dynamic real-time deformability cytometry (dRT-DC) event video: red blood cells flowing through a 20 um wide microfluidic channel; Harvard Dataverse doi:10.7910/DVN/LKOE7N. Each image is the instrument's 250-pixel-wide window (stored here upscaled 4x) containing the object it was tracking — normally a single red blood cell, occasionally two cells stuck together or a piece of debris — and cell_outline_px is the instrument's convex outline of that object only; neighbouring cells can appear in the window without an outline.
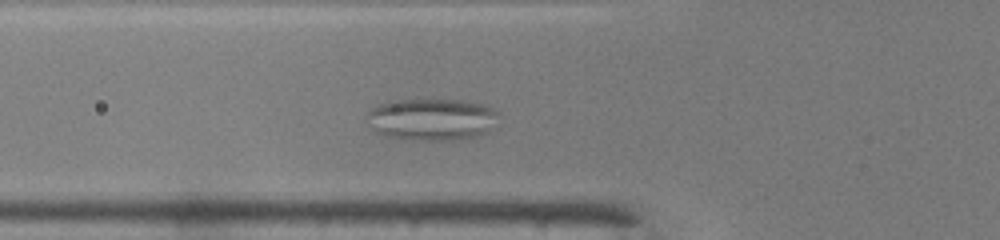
{"species": "common noctule bat (a hibernating species)", "species_latin": "Nyctalus noctula", "temperature_condition": "warm", "stored_images_in_passage": 45, "camera_frame_rate_fps": 3000, "um_per_image_px": 0.085, "animal": {"sex": "male", "body_mass_g": 19.0, "forearm_length_mm": 50.8}, "frame": {"image": 1, "passage_image": 11, "time_ms": 3.333, "image_size_px": [1000, 240], "cell_outline_px": [[496, 128], [488, 132], [476, 136], [460, 140], [408, 140], [388, 136], [376, 132], [368, 124], [364, 116], [372, 108], [388, 100], [460, 100], [484, 104], [492, 108], [496, 112]], "centroid_in_image_um": [36.69, 10.16], "position_along_channel_um": 89.1, "area_um2": 32.6}}
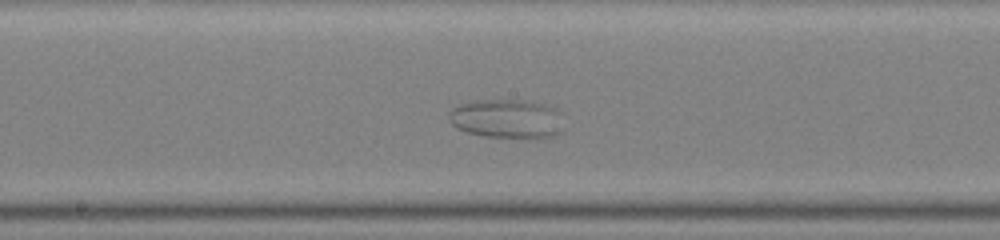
{"frame": {"image": 2, "passage_image": 20, "time_ms": 6.333, "image_size_px": [1000, 240], "cell_outline_px": [[564, 128], [556, 136], [484, 136], [468, 132], [456, 128], [448, 120], [448, 112], [452, 108], [460, 104], [484, 100], [516, 100], [540, 104], [556, 108], [564, 112]], "centroid_in_image_um": [43.12, 10.08], "position_along_channel_um": 205.1, "area_um2": 25.89}}
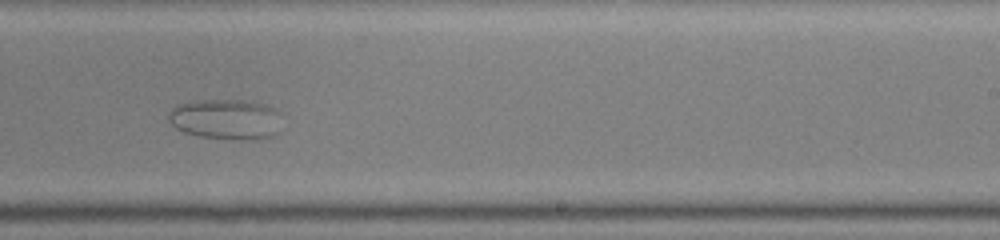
{"frame": {"image": 3, "passage_image": 25, "time_ms": 8.0, "image_size_px": [1000, 240], "cell_outline_px": [[280, 132], [272, 136], [260, 140], [236, 140], [200, 136], [184, 132], [176, 128], [168, 120], [168, 112], [176, 104], [196, 100], [244, 100], [264, 104], [276, 108], [280, 112]], "centroid_in_image_um": [19.24, 10.14], "position_along_channel_um": 269.8, "area_um2": 27.28}}